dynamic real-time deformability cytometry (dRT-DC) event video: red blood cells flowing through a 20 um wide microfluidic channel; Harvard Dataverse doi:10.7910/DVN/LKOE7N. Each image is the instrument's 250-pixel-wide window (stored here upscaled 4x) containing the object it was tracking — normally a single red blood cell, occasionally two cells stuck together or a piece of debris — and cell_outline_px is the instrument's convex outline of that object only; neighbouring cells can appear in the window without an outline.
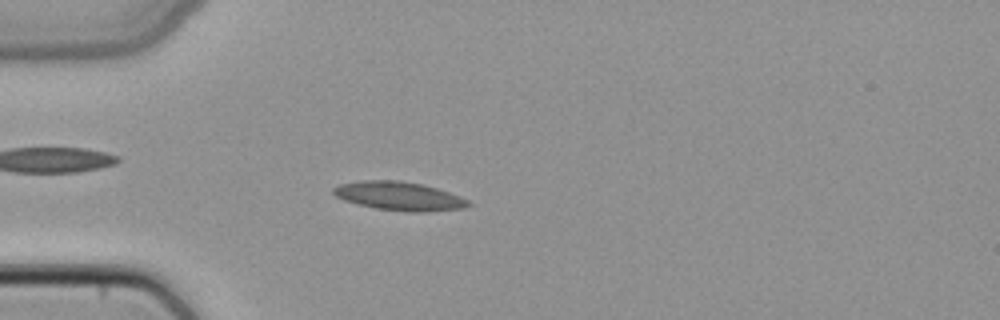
{"species": "common noctule bat (a hibernating species)", "species_latin": "Nyctalus noctula", "temperature_condition": "cold", "stored_images_in_passage": 4, "camera_frame_rate_fps": 3000, "um_per_image_px": 0.085, "animal": {"sex": "female", "body_mass_g": 22.7, "forearm_length_mm": 54.2}, "frame": {"image": 1, "passage_image": 3, "time_ms": 0.667, "image_size_px": [1000, 320], "cell_outline_px": [[472, 204], [464, 208], [424, 212], [412, 212], [376, 208], [344, 200], [336, 196], [332, 192], [332, 188], [340, 184], [364, 180], [400, 180], [424, 184], [460, 196], [468, 200]], "centroid_in_image_um": [33.94, 16.66], "position_along_channel_um": 51.1, "area_um2": 22.43}}